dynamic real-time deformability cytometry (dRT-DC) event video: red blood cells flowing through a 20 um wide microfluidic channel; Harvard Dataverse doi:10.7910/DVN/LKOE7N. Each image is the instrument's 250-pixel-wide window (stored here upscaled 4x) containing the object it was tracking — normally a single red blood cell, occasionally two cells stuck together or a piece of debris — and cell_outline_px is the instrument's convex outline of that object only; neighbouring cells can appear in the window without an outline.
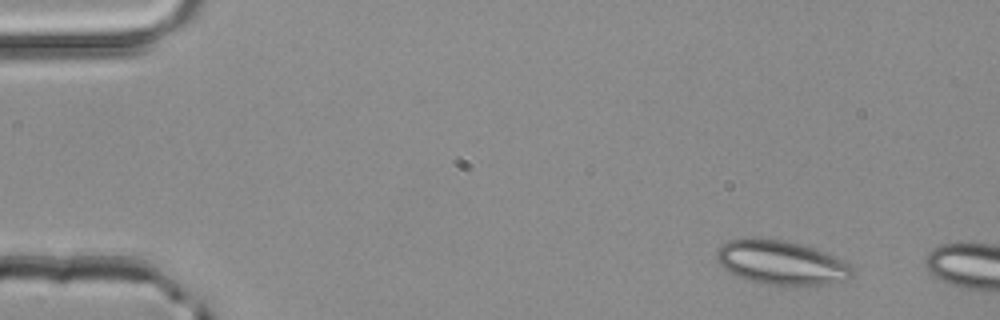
{"species": "common noctule bat (a hibernating species)", "species_latin": "Nyctalus noctula", "temperature_condition": "room temperature", "stored_images_in_passage": 3, "camera_frame_rate_fps": 3000, "um_per_image_px": 0.085, "animal": {"sex": "male", "body_mass_g": 20.4}, "frame": {"image": 1, "passage_image": 1, "time_ms": 0.0, "image_size_px": [1000, 320], "cell_outline_px": [[852, 276], [848, 280], [828, 284], [796, 288], [784, 288], [748, 280], [724, 268], [720, 264], [716, 256], [716, 252], [720, 244], [728, 240], [748, 236], [760, 236], [784, 240], [800, 244], [824, 252], [848, 264], [852, 268]], "centroid_in_image_um": [66.38, 22.34], "position_along_channel_um": 18.6, "area_um2": 35.78}}